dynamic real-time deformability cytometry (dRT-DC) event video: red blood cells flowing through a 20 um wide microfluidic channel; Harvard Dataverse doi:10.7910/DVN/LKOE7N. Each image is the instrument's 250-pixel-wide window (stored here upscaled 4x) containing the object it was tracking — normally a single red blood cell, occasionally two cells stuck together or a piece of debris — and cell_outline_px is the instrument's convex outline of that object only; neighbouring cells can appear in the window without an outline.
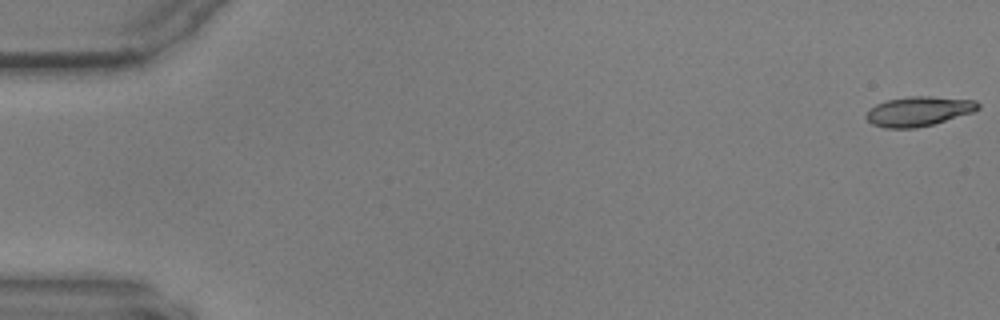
{"species": "common noctule bat (a hibernating species)", "species_latin": "Nyctalus noctula", "temperature_condition": "warm", "stored_images_in_passage": 19, "camera_frame_rate_fps": 3000, "um_per_image_px": 0.085, "animal": {"sex": "male", "body_mass_g": 17.9, "forearm_length_mm": 54.2}, "frame": {"image": 1, "passage_image": 1, "time_ms": 0.0, "image_size_px": [1000, 320], "cell_outline_px": [[980, 108], [972, 112], [932, 124], [916, 128], [884, 128], [872, 124], [864, 116], [876, 104], [888, 100], [908, 96], [932, 96], [976, 100], [980, 104]], "centroid_in_image_um": [78.09, 9.45], "position_along_channel_um": 6.9, "area_um2": 19.19}}
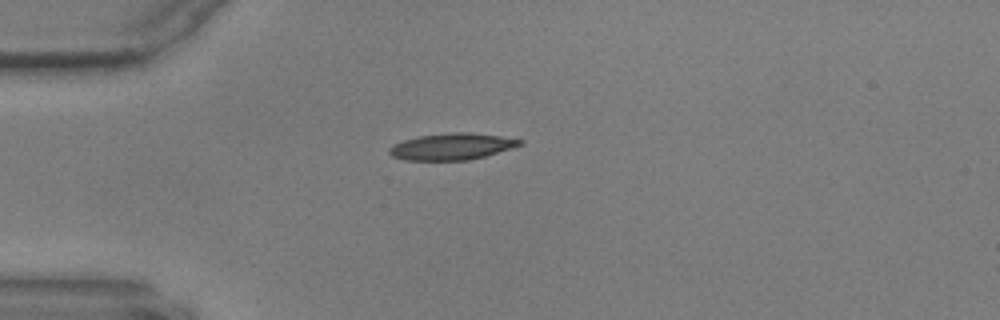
{"frame": {"image": 2, "passage_image": 16, "time_ms": 5.0, "image_size_px": [1000, 320], "cell_outline_px": [[524, 144], [512, 148], [484, 156], [468, 160], [404, 160], [392, 156], [388, 152], [388, 148], [392, 144], [416, 136], [452, 132], [468, 132], [500, 136], [524, 140]], "centroid_in_image_um": [38.38, 12.45], "position_along_channel_um": 46.6, "area_um2": 20.29}}